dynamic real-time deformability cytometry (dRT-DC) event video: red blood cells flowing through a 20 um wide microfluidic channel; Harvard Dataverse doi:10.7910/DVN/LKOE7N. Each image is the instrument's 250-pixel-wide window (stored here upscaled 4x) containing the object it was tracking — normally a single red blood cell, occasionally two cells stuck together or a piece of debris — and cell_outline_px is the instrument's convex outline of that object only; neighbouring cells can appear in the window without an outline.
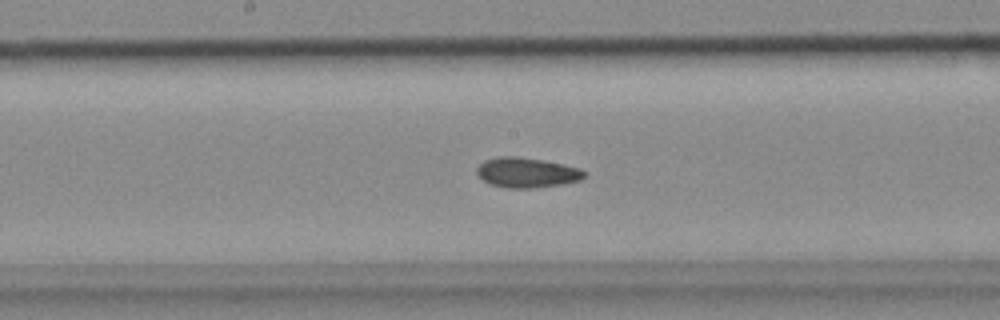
{"species": "common noctule bat (a hibernating species)", "species_latin": "Nyctalus noctula", "temperature_condition": "cold", "stored_images_in_passage": 43, "camera_frame_rate_fps": 3000, "um_per_image_px": 0.085, "animal": {"sex": "female", "body_mass_g": 18.4}, "frame": {"image": 1, "passage_image": 17, "time_ms": 5.333, "image_size_px": [1000, 320], "cell_outline_px": [[584, 176], [580, 180], [560, 184], [536, 188], [504, 188], [492, 184], [484, 180], [476, 172], [476, 168], [484, 160], [500, 156], [516, 156], [540, 160], [580, 168], [584, 172]], "centroid_in_image_um": [44.73, 14.67], "position_along_channel_um": 203.5, "area_um2": 18.5}}
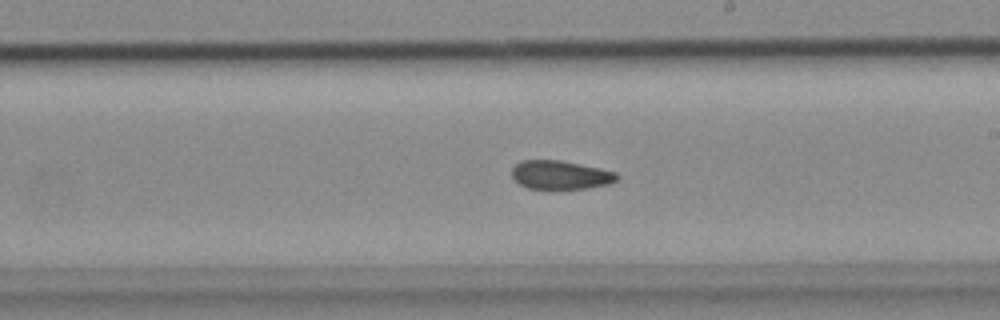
{"frame": {"image": 2, "passage_image": 20, "time_ms": 6.333, "image_size_px": [1000, 320], "cell_outline_px": [[620, 176], [616, 180], [608, 184], [588, 188], [528, 188], [520, 184], [512, 176], [512, 168], [520, 160], [560, 160], [600, 168], [616, 172]], "centroid_in_image_um": [47.64, 14.85], "position_along_channel_um": 241.4, "area_um2": 17.4}}
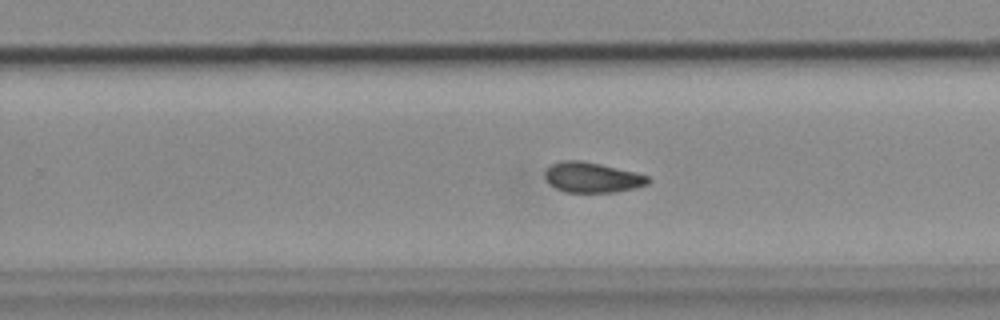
{"frame": {"image": 3, "passage_image": 23, "time_ms": 7.333, "image_size_px": [1000, 320], "cell_outline_px": [[652, 180], [648, 184], [636, 188], [616, 192], [564, 192], [556, 188], [544, 176], [544, 172], [552, 164], [560, 160], [580, 160], [600, 164], [636, 172], [648, 176]], "centroid_in_image_um": [50.37, 15.08], "position_along_channel_um": 279.4, "area_um2": 18.21}}